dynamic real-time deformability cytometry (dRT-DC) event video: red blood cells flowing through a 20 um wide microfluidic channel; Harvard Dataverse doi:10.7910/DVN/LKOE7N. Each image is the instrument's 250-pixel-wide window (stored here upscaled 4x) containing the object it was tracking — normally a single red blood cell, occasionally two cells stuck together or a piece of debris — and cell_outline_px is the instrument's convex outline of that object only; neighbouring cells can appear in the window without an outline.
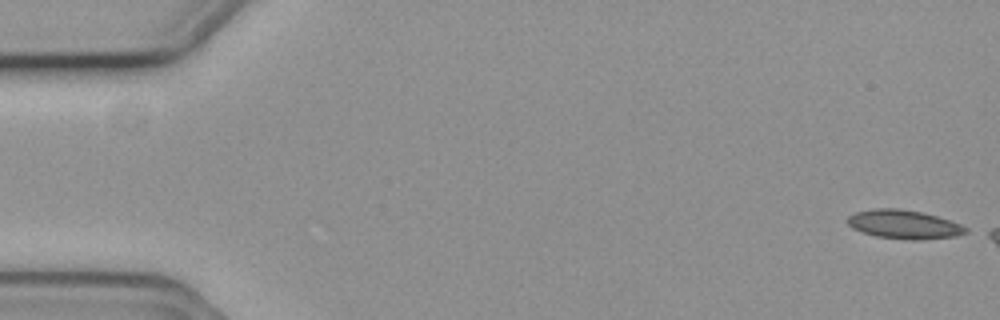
{"species": "common noctule bat (a hibernating species)", "species_latin": "Nyctalus noctula", "temperature_condition": "cold", "stored_images_in_passage": 7, "camera_frame_rate_fps": 3000, "um_per_image_px": 0.085, "animal": {"sex": "female", "body_mass_g": 19.3, "forearm_length_mm": 54.1}, "frame": {"image": 1, "passage_image": 1, "time_ms": 0.0, "image_size_px": [1000, 320], "cell_outline_px": [[968, 232], [956, 236], [920, 240], [912, 240], [876, 236], [860, 232], [852, 228], [848, 224], [848, 216], [856, 212], [876, 208], [900, 208], [924, 212], [960, 224], [968, 228]], "centroid_in_image_um": [76.83, 19.07], "position_along_channel_um": 8.2, "area_um2": 19.88}}